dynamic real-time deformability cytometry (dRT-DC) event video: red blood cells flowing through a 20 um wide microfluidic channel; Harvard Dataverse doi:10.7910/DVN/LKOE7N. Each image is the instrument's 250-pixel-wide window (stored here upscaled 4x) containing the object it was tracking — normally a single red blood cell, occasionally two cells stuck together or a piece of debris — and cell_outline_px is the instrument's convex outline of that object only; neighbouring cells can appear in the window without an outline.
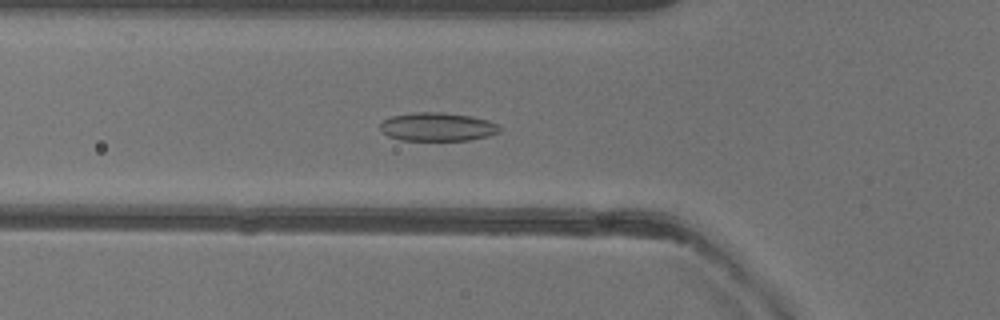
{"species": "common noctule bat (a hibernating species)", "species_latin": "Nyctalus noctula", "temperature_condition": "warm", "stored_images_in_passage": 46, "camera_frame_rate_fps": 3000, "um_per_image_px": 0.085, "animal": {"sex": "female"}, "frame": {"image": 1, "passage_image": 13, "time_ms": 4.0, "image_size_px": [1000, 320], "cell_outline_px": [[500, 132], [488, 136], [468, 140], [400, 140], [388, 136], [380, 128], [380, 124], [384, 120], [392, 116], [412, 112], [444, 112], [472, 116], [488, 120], [500, 124]], "centroid_in_image_um": [37.21, 10.77], "position_along_channel_um": 88.6, "area_um2": 19.94}}
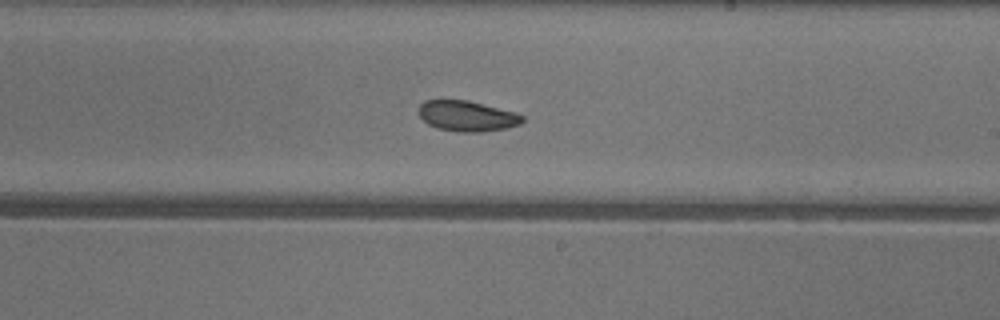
{"frame": {"image": 2, "passage_image": 25, "time_ms": 8.0, "image_size_px": [1000, 320], "cell_outline_px": [[524, 120], [520, 124], [504, 128], [480, 132], [460, 132], [436, 128], [428, 124], [420, 116], [420, 104], [424, 100], [468, 100], [516, 112], [524, 116]], "centroid_in_image_um": [39.71, 9.86], "position_along_channel_um": 249.3, "area_um2": 18.38}}
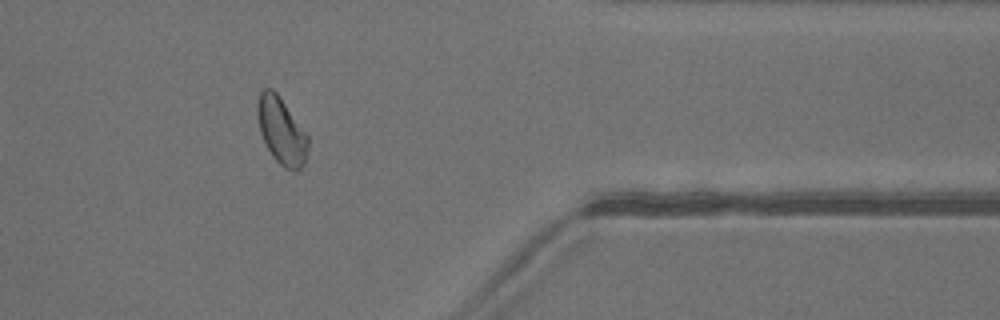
{"frame": {"image": 3, "passage_image": 37, "time_ms": 12.0, "image_size_px": [1000, 320], "cell_outline_px": [[308, 144], [304, 164], [296, 172], [292, 172], [284, 168], [272, 156], [260, 132], [256, 112], [256, 104], [260, 92], [264, 88], [272, 88], [276, 92], [308, 136]], "centroid_in_image_um": [23.9, 11.13], "position_along_channel_um": 387.5, "area_um2": 19.54}, "authors_computed_cell_mechanics": {"area_um2": 19.7676, "velocity_mm_per_s": 4.0097, "shape_relaxation_time_tau1_ms": 7.1913, "shape_relaxation_time_tau2_ms": 3.6273, "deformation_change_tau1": 0.1356, "deformation_change_tau2": 0.0691}}